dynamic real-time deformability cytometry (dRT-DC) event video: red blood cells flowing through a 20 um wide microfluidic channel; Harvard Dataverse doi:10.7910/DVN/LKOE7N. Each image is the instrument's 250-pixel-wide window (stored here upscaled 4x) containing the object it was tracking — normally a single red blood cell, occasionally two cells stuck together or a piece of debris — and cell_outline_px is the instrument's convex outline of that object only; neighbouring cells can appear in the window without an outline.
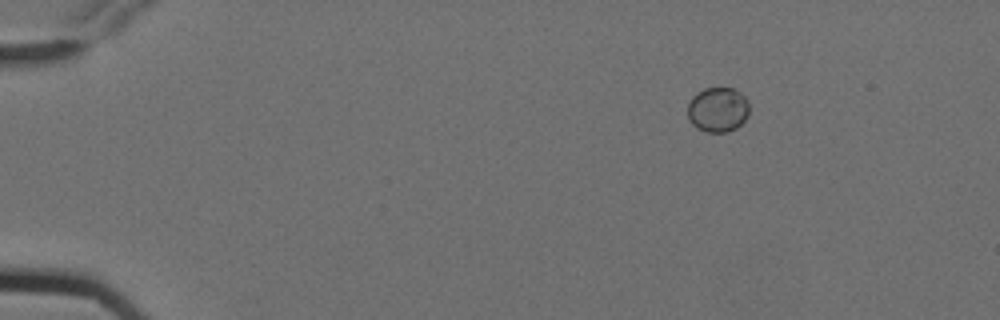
{"species": "Egyptian fruit bat (a non-hibernating species)", "species_latin": "Rousettus aegyptiacus", "temperature_condition": "cold", "stored_images_in_passage": 3, "camera_frame_rate_fps": 3000, "um_per_image_px": 0.085, "animal": {"sex": "female"}, "frame": {"image": 1, "passage_image": 1, "time_ms": 0.0, "image_size_px": [1000, 320], "cell_outline_px": [[748, 116], [736, 128], [728, 132], [704, 132], [696, 128], [688, 120], [688, 104], [692, 96], [696, 92], [704, 88], [732, 88], [740, 92], [748, 100]], "centroid_in_image_um": [60.99, 9.32], "position_along_channel_um": 24.0, "area_um2": 16.3}}
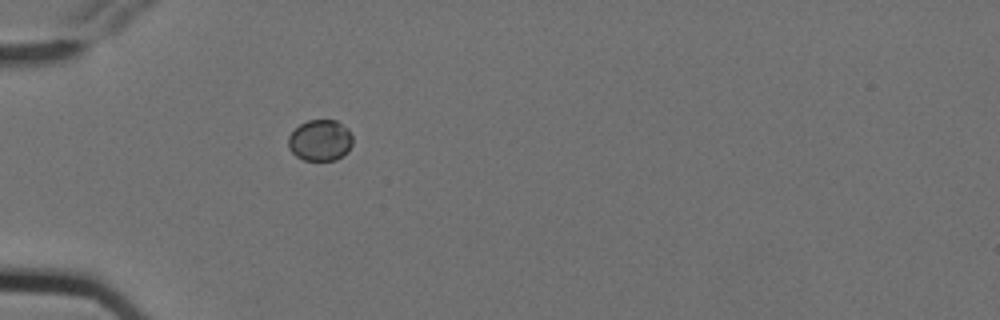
{"frame": {"image": 2, "passage_image": 3, "time_ms": 0.667, "image_size_px": [1000, 320], "cell_outline_px": [[352, 144], [348, 152], [336, 160], [304, 160], [296, 156], [288, 148], [288, 136], [300, 124], [308, 120], [336, 120], [348, 128], [352, 136]], "centroid_in_image_um": [27.22, 11.93], "position_along_channel_um": 57.8, "area_um2": 15.55}}